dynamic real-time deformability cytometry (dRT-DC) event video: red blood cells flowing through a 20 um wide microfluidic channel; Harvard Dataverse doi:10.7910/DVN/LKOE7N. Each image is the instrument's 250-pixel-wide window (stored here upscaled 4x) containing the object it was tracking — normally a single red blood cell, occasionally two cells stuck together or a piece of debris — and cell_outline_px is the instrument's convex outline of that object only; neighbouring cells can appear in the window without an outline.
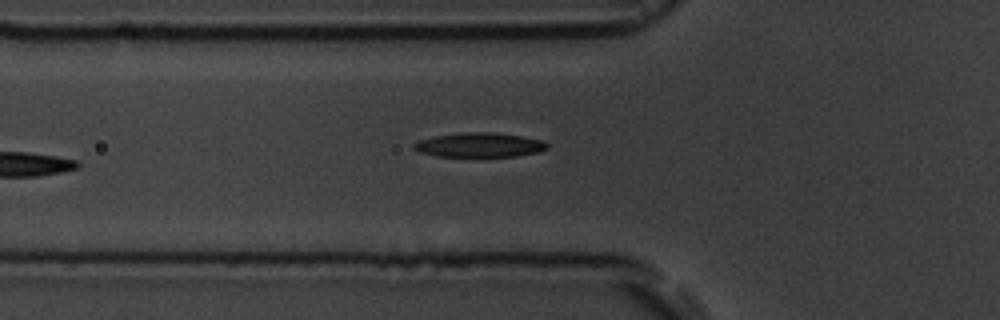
{"species": "common noctule bat (a hibernating species)", "species_latin": "Nyctalus noctula", "temperature_condition": "room temperature", "stored_images_in_passage": 7, "camera_frame_rate_fps": 3000, "um_per_image_px": 0.085, "animal": {"sex": "male", "body_mass_g": 19.5, "forearm_length_mm": 54.6}, "frame": {"image": 1, "passage_image": 7, "time_ms": 7.667, "image_size_px": [1000, 320], "cell_outline_px": [[548, 148], [540, 152], [516, 156], [436, 156], [420, 152], [412, 148], [412, 144], [420, 140], [436, 136], [464, 132], [492, 132], [520, 136], [544, 140], [548, 144]], "centroid_in_image_um": [40.78, 12.32], "position_along_channel_um": 85.0, "area_um2": 18.9}}